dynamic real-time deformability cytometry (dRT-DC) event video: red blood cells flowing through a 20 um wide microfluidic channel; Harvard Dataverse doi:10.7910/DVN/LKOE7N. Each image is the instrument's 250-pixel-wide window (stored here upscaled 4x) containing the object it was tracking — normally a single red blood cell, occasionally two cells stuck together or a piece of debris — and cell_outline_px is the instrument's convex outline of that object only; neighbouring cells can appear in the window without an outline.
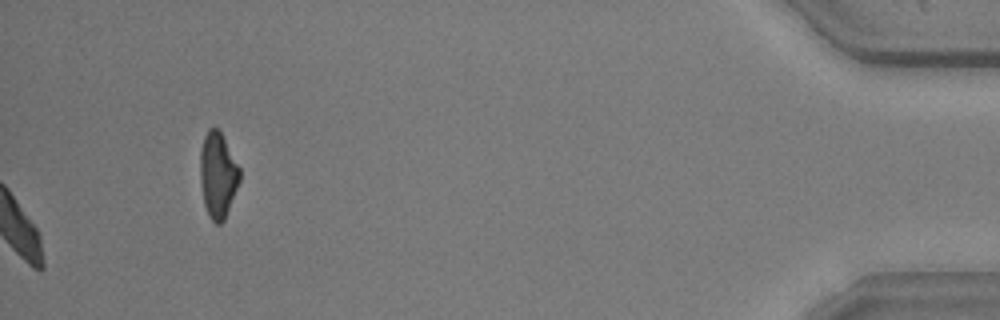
{"species": "common noctule bat (a hibernating species)", "species_latin": "Nyctalus noctula", "temperature_condition": "warm", "stored_images_in_passage": 45, "camera_frame_rate_fps": 3000, "um_per_image_px": 0.085, "animal": {"sex": "male", "body_mass_g": 20.5, "forearm_length_mm": 52.5}, "frame": {"image": 1, "passage_image": 45, "time_ms": 14.667, "image_size_px": [1000, 320], "cell_outline_px": [[240, 180], [224, 220], [220, 224], [216, 224], [208, 216], [204, 204], [200, 180], [200, 152], [204, 136], [208, 128], [216, 128], [220, 132], [240, 168]], "centroid_in_image_um": [18.5, 14.9], "position_along_channel_um": 416.7, "area_um2": 19.54}, "authors_computed_cell_mechanics": {"area_um2": 20.4034, "velocity_mm_per_s": 3.568, "shape_relaxation_time_tau1_ms": 2.8628, "shape_relaxation_time_tau2_ms": 3.0931, "deformation_change_tau1": 0.1152, "deformation_change_tau2": 0.0827}}